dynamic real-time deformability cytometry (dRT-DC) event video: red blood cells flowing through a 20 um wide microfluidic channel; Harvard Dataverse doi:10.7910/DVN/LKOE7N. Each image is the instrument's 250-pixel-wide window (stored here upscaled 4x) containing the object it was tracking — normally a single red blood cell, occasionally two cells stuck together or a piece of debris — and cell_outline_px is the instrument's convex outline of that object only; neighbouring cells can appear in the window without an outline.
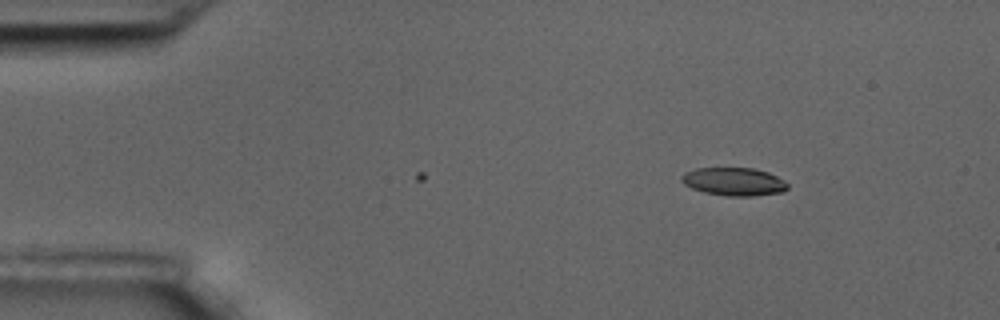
{"species": "common noctule bat (a hibernating species)", "species_latin": "Nyctalus noctula", "temperature_condition": "room temperature", "stored_images_in_passage": 4, "camera_frame_rate_fps": 3000, "um_per_image_px": 0.085, "animal": {"sex": "male", "body_mass_g": 17.5, "forearm_length_mm": 52.3}, "frame": {"image": 1, "passage_image": 4, "time_ms": 1.0, "image_size_px": [1000, 320], "cell_outline_px": [[788, 188], [784, 192], [752, 196], [728, 196], [704, 192], [692, 188], [684, 184], [680, 180], [680, 176], [684, 172], [696, 168], [752, 168], [768, 172], [784, 180], [788, 184]], "centroid_in_image_um": [62.37, 15.44], "position_along_channel_um": 22.6, "area_um2": 17.46}}